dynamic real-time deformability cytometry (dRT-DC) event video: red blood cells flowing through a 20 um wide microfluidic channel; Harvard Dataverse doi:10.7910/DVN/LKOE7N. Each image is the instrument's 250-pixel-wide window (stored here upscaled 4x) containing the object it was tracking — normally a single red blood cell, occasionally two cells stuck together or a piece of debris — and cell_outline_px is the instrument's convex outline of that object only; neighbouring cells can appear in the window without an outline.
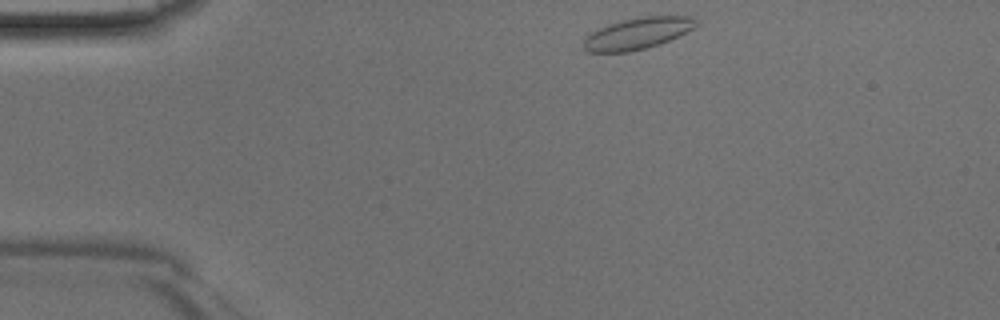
{"species": "Egyptian fruit bat (a non-hibernating species)", "species_latin": "Rousettus aegyptiacus", "temperature_condition": "room temperature", "stored_images_in_passage": 38, "camera_frame_rate_fps": 3000, "um_per_image_px": 0.085, "animal": {"sex": "male"}, "frame": {"image": 1, "passage_image": 1, "time_ms": 0.0, "image_size_px": [1000, 320], "cell_outline_px": [[700, 24], [668, 40], [644, 48], [628, 52], [588, 52], [584, 48], [584, 40], [592, 32], [600, 28], [624, 20], [644, 16], [696, 16], [700, 20]], "centroid_in_image_um": [54.24, 2.82], "position_along_channel_um": 30.8, "area_um2": 20.17}}
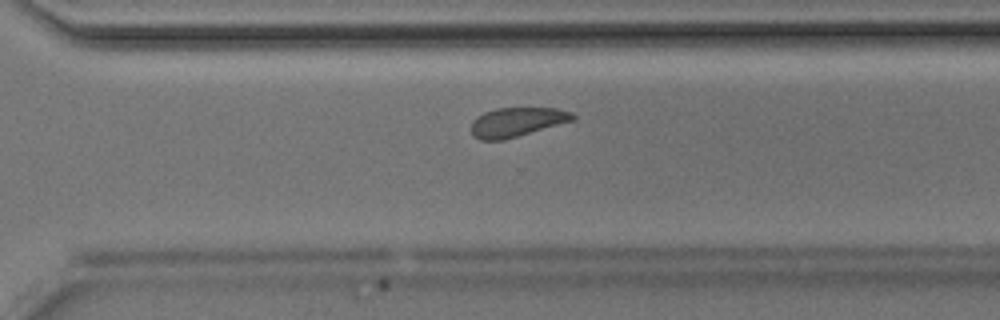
{"frame": {"image": 2, "passage_image": 25, "time_ms": 8.0, "image_size_px": [1000, 320], "cell_outline_px": [[576, 120], [504, 140], [480, 140], [472, 136], [472, 120], [476, 116], [484, 112], [496, 108], [556, 108], [572, 112], [576, 116]], "centroid_in_image_um": [43.95, 10.37], "position_along_channel_um": 326.7, "area_um2": 17.51}}
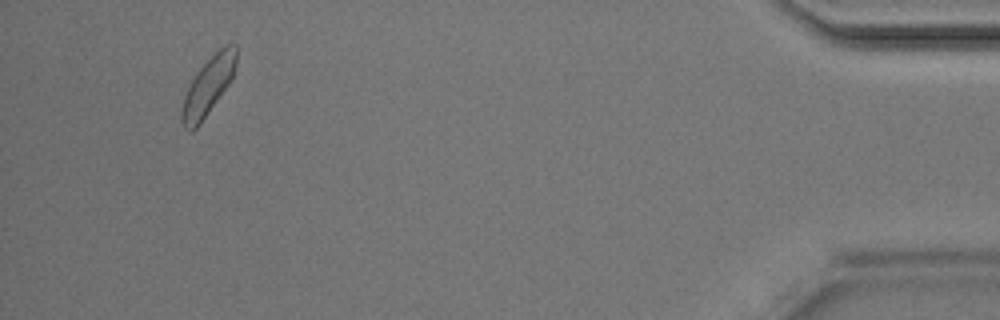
{"frame": {"image": 3, "passage_image": 36, "time_ms": 11.667, "image_size_px": [1000, 320], "cell_outline_px": [[236, 68], [228, 84], [200, 124], [192, 132], [188, 132], [184, 128], [180, 120], [180, 112], [184, 96], [192, 80], [200, 68], [220, 48], [228, 44], [236, 44]], "centroid_in_image_um": [17.66, 7.38], "position_along_channel_um": 417.5, "area_um2": 18.03}}